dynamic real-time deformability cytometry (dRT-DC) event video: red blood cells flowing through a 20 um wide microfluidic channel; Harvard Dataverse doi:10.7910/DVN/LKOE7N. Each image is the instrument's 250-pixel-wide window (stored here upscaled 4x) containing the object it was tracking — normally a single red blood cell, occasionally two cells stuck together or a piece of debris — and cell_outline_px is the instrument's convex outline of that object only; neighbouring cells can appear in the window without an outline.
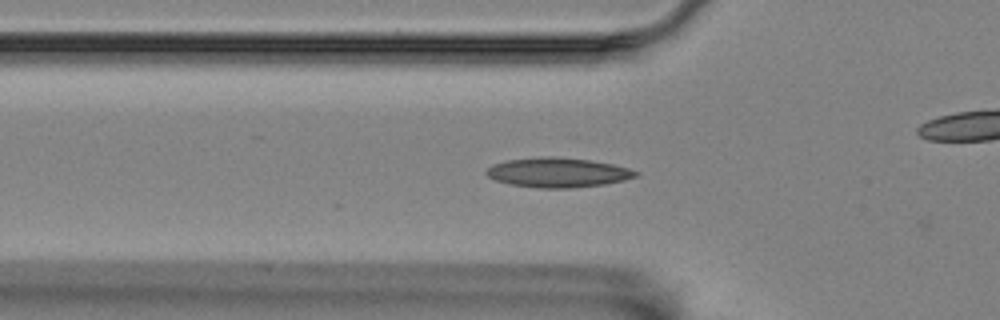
{"species": "Egyptian fruit bat (a non-hibernating species)", "species_latin": "Rousettus aegyptiacus", "temperature_condition": "room temperature", "stored_images_in_passage": 4, "camera_frame_rate_fps": 3000, "um_per_image_px": 0.085, "animal": {"sex": "female"}, "frame": {"image": 1, "passage_image": 3, "time_ms": 0.667, "image_size_px": [1000, 320], "cell_outline_px": [[640, 176], [624, 180], [604, 184], [572, 188], [536, 188], [512, 184], [496, 180], [488, 176], [484, 172], [492, 164], [504, 160], [540, 156], [552, 156], [588, 160], [612, 164], [628, 168], [640, 172]], "centroid_in_image_um": [47.41, 14.66], "position_along_channel_um": 78.4, "area_um2": 25.89}}